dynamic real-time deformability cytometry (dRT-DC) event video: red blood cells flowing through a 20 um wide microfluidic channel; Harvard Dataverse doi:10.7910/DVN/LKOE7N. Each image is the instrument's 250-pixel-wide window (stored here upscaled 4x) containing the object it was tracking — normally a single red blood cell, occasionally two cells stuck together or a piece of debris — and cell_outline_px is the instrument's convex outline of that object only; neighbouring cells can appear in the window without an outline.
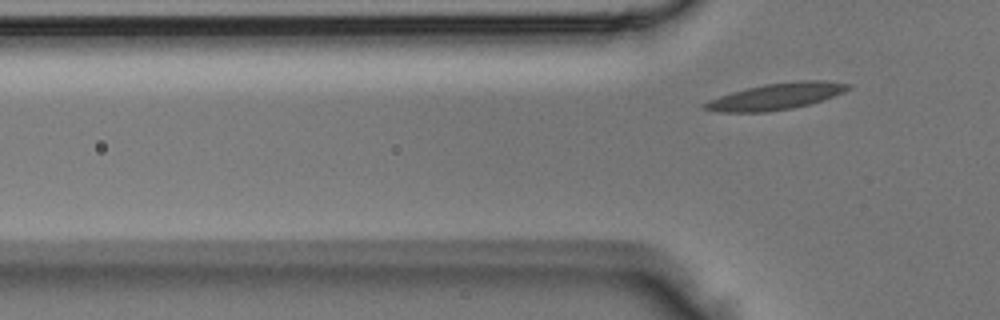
{"species": "Egyptian fruit bat (a non-hibernating species)", "species_latin": "Rousettus aegyptiacus", "temperature_condition": "room temperature", "stored_images_in_passage": 2, "camera_frame_rate_fps": 3000, "um_per_image_px": 0.085, "animal": {"sex": "male"}, "frame": {"image": 1, "passage_image": 2, "time_ms": 0.333, "image_size_px": [1000, 320], "cell_outline_px": [[852, 88], [844, 92], [824, 100], [792, 108], [764, 112], [716, 112], [700, 108], [700, 104], [708, 100], [732, 92], [764, 84], [800, 80], [828, 80], [852, 84]], "centroid_in_image_um": [65.98, 8.19], "position_along_channel_um": 59.8, "area_um2": 22.31}}